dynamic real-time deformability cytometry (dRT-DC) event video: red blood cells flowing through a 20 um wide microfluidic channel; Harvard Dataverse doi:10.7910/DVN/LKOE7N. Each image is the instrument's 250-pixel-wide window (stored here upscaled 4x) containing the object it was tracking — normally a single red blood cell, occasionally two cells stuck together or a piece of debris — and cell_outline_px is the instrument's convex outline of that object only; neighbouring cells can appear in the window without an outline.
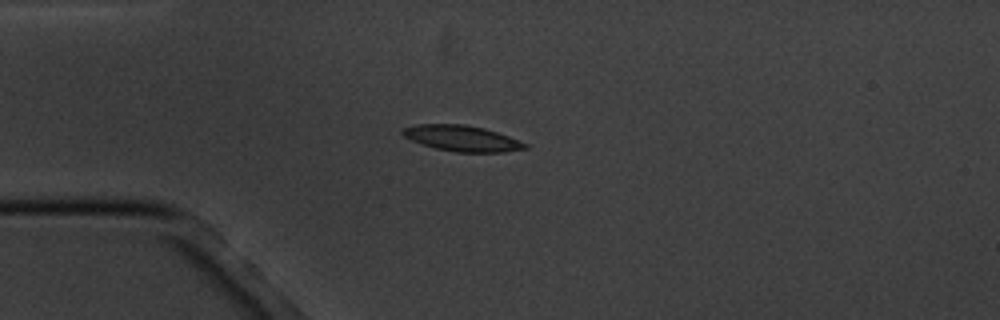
{"species": "common noctule bat (a hibernating species)", "species_latin": "Nyctalus noctula", "temperature_condition": "cold", "stored_images_in_passage": 16, "camera_frame_rate_fps": 3000, "um_per_image_px": 0.085, "animal": {"sex": "male", "body_mass_g": 20.1, "forearm_length_mm": 53.5}, "frame": {"image": 1, "passage_image": 4, "time_ms": 3.333, "image_size_px": [1000, 320], "cell_outline_px": [[528, 148], [504, 152], [456, 152], [436, 148], [412, 140], [404, 136], [400, 132], [400, 128], [416, 124], [464, 124], [484, 128], [508, 136], [528, 144]], "centroid_in_image_um": [39.25, 11.75], "position_along_channel_um": 45.8, "area_um2": 18.32}}
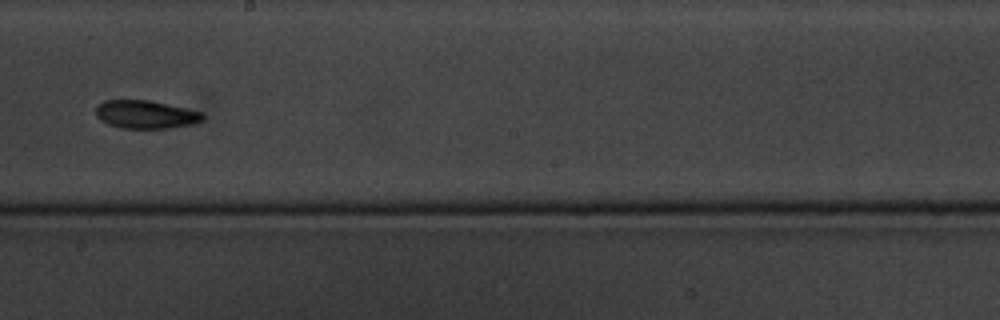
{"frame": {"image": 2, "passage_image": 9, "time_ms": 9.333, "image_size_px": [1000, 320], "cell_outline_px": [[204, 120], [192, 124], [172, 128], [120, 128], [108, 124], [100, 120], [96, 116], [96, 108], [104, 100], [148, 100], [204, 112]], "centroid_in_image_um": [12.4, 9.73], "position_along_channel_um": 235.8, "area_um2": 17.57}}
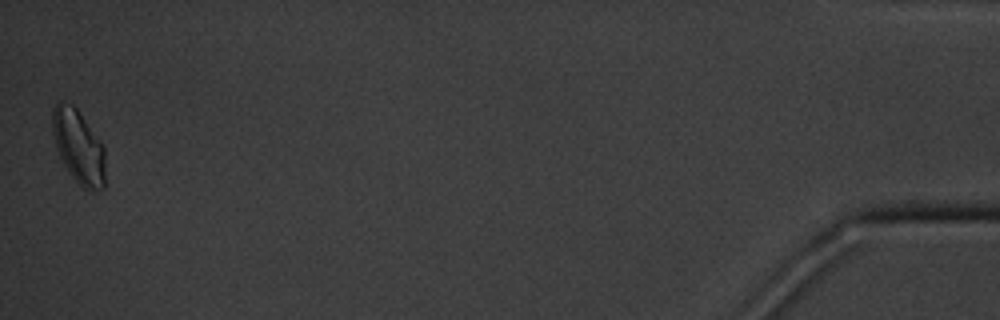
{"frame": {"image": 3, "passage_image": 16, "time_ms": 17.667, "image_size_px": [1000, 320], "cell_outline_px": [[104, 188], [92, 192], [88, 192], [68, 172], [56, 148], [52, 132], [52, 108], [60, 100], [64, 100], [72, 104], [76, 108], [104, 144]], "centroid_in_image_um": [6.67, 12.45], "position_along_channel_um": 428.5, "area_um2": 22.89}, "authors_computed_cell_mechanics": {"area_um2": 17.5712, "velocity_mm_per_s": 3.4242, "shape_relaxation_time_tau1_ms": 6.647, "shape_relaxation_time_tau2_ms": 6.5289, "deformation_change_tau1": 0.1363, "deformation_change_tau2": 0.0983}}